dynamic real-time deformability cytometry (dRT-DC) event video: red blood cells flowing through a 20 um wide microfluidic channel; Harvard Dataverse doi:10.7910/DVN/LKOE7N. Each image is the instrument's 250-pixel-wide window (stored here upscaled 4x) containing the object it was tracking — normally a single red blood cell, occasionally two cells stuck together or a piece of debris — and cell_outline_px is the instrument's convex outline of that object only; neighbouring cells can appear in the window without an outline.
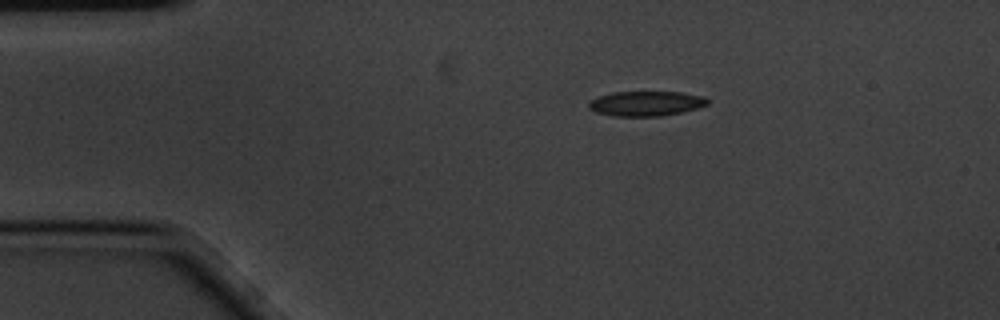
{"species": "common noctule bat (a hibernating species)", "species_latin": "Nyctalus noctula", "temperature_condition": "cold", "stored_images_in_passage": 5, "camera_frame_rate_fps": 3000, "um_per_image_px": 0.085, "animal": {"sex": "male", "body_mass_g": 20.1, "forearm_length_mm": 53.5}, "frame": {"image": 1, "passage_image": 2, "time_ms": 0.333, "image_size_px": [1000, 320], "cell_outline_px": [[708, 104], [696, 108], [680, 112], [660, 116], [612, 116], [596, 112], [588, 108], [588, 104], [592, 100], [600, 96], [612, 92], [680, 92], [704, 96], [708, 100]], "centroid_in_image_um": [54.9, 8.8], "position_along_channel_um": 30.1, "area_um2": 17.05}}
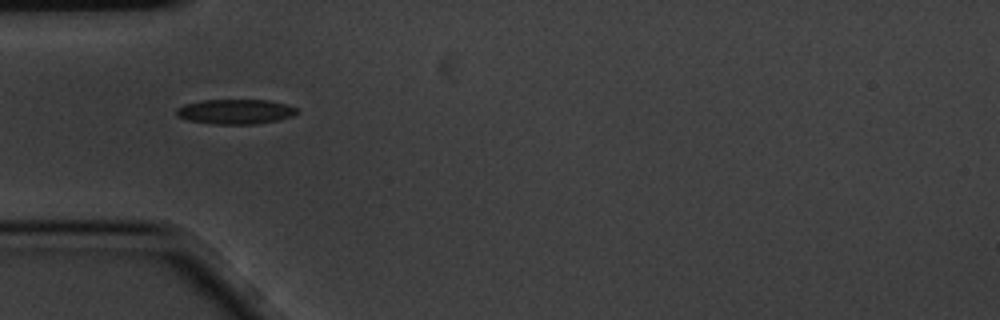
{"frame": {"image": 2, "passage_image": 4, "time_ms": 1.0, "image_size_px": [1000, 320], "cell_outline_px": [[300, 112], [292, 116], [276, 120], [256, 124], [212, 124], [188, 120], [176, 116], [176, 108], [184, 104], [200, 100], [268, 100], [288, 104], [300, 108]], "centroid_in_image_um": [20.03, 9.48], "position_along_channel_um": 65.0, "area_um2": 17.69}}
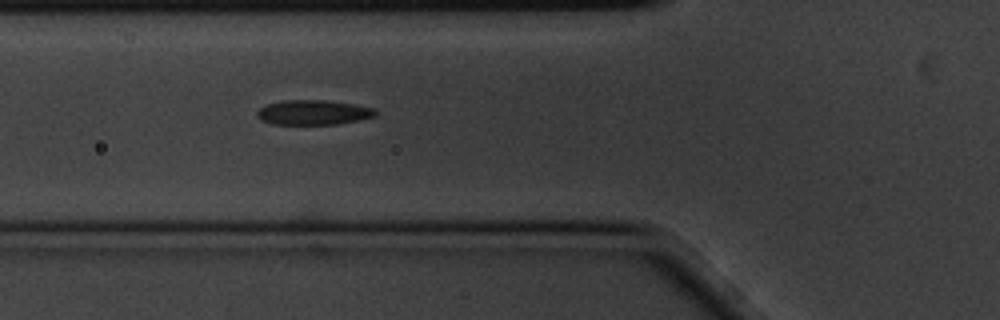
{"frame": {"image": 3, "passage_image": 5, "time_ms": 1.333, "image_size_px": [1000, 320], "cell_outline_px": [[376, 116], [360, 120], [336, 124], [272, 124], [260, 120], [256, 116], [256, 112], [260, 108], [268, 104], [284, 100], [324, 100], [352, 104], [376, 108]], "centroid_in_image_um": [26.62, 9.56], "position_along_channel_um": 99.2, "area_um2": 17.11}}